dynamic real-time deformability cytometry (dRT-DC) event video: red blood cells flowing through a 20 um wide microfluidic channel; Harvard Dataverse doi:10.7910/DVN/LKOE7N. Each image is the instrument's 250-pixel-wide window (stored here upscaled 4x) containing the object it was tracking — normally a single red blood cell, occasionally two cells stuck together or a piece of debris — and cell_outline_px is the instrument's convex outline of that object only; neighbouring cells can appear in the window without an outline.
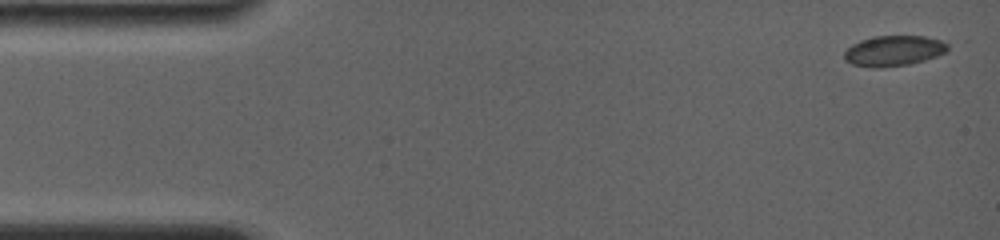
{"species": "common noctule bat (a hibernating species)", "species_latin": "Nyctalus noctula", "temperature_condition": "room temperature", "stored_images_in_passage": 8, "camera_frame_rate_fps": 4000, "um_per_image_px": 0.085, "animal": {"sex": "female", "body_mass_g": 19.0, "forearm_length_mm": 56.7}, "frame": {"image": 1, "passage_image": 1, "time_ms": 0.0, "image_size_px": [1000, 240], "cell_outline_px": [[948, 52], [924, 60], [908, 64], [880, 68], [872, 68], [852, 64], [844, 60], [844, 52], [852, 44], [860, 40], [876, 36], [924, 36], [940, 40], [948, 44]], "centroid_in_image_um": [75.95, 4.32], "position_along_channel_um": 9.0, "area_um2": 18.38}}
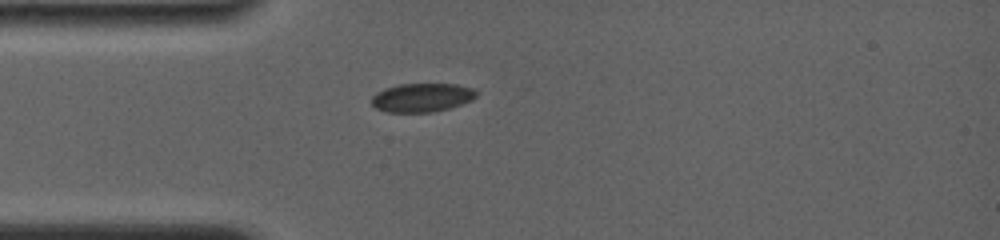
{"frame": {"image": 2, "passage_image": 6, "time_ms": 4.0, "image_size_px": [1000, 240], "cell_outline_px": [[476, 96], [472, 100], [448, 108], [432, 112], [388, 112], [376, 108], [372, 104], [372, 96], [376, 92], [384, 88], [400, 84], [456, 84], [472, 88], [476, 92]], "centroid_in_image_um": [35.84, 8.29], "position_along_channel_um": 49.2, "area_um2": 17.4}}
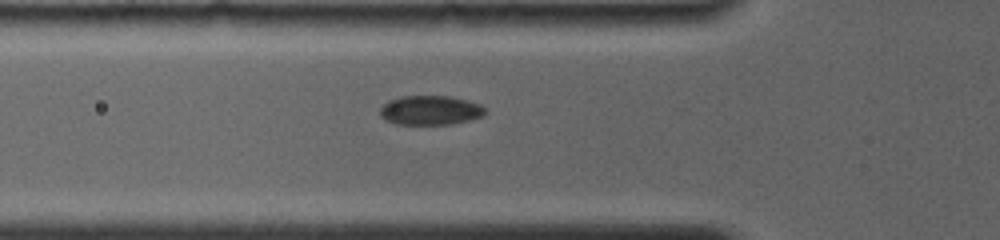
{"frame": {"image": 3, "passage_image": 8, "time_ms": 5.25, "image_size_px": [1000, 240], "cell_outline_px": [[488, 112], [484, 116], [452, 124], [396, 124], [384, 120], [380, 116], [380, 108], [388, 100], [404, 96], [448, 96], [468, 100], [480, 104]], "centroid_in_image_um": [36.58, 9.37], "position_along_channel_um": 89.2, "area_um2": 18.09}}